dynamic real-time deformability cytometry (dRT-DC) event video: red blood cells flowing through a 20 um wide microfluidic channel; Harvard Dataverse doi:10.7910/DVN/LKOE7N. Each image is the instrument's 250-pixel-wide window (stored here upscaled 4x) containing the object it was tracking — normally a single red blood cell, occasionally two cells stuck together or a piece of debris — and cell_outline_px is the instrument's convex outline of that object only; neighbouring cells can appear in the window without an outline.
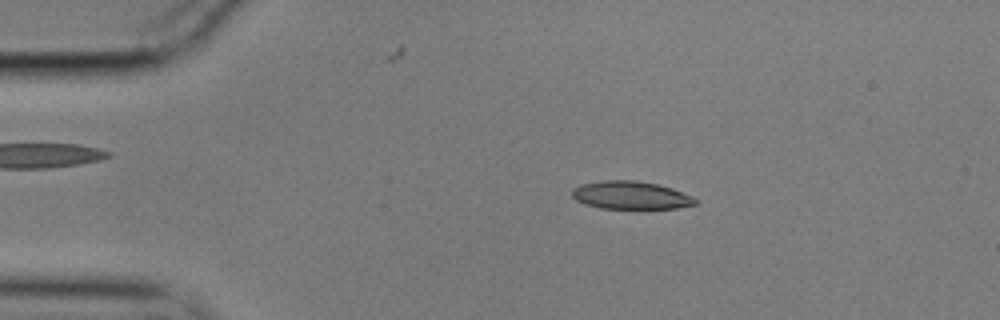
{"species": "common noctule bat (a hibernating species)", "species_latin": "Nyctalus noctula", "temperature_condition": "cold", "stored_images_in_passage": 47, "camera_frame_rate_fps": 3000, "um_per_image_px": 0.085, "animal": {"sex": "male", "body_mass_g": 17.9}, "frame": {"image": 1, "passage_image": 1, "time_ms": 0.0, "image_size_px": [1000, 320], "cell_outline_px": [[696, 204], [676, 208], [600, 208], [584, 204], [576, 200], [572, 196], [572, 188], [580, 184], [600, 180], [636, 180], [656, 184], [672, 188], [692, 196], [696, 200]], "centroid_in_image_um": [53.56, 16.58], "position_along_channel_um": 31.4, "area_um2": 20.06}}
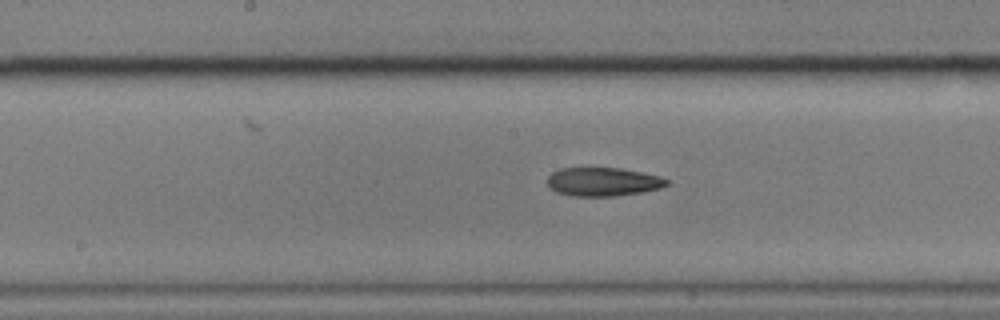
{"frame": {"image": 2, "passage_image": 19, "time_ms": 6.0, "image_size_px": [1000, 320], "cell_outline_px": [[668, 184], [660, 188], [640, 192], [612, 196], [572, 196], [556, 192], [548, 184], [548, 176], [552, 172], [560, 168], [620, 168], [660, 176], [668, 180]], "centroid_in_image_um": [51.24, 15.45], "position_along_channel_um": 197.0, "area_um2": 19.71}}
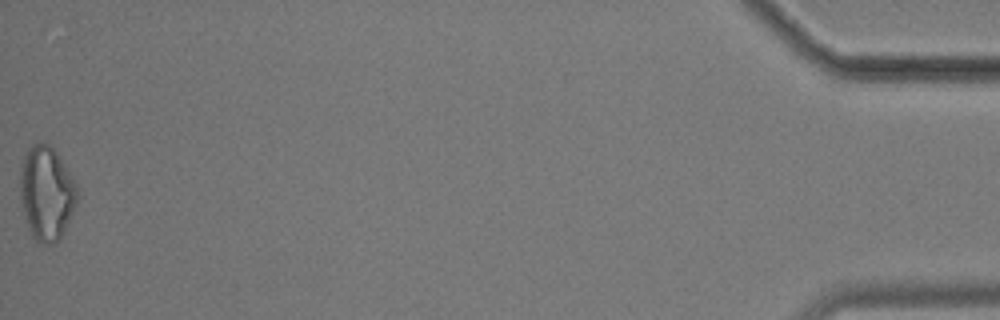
{"frame": {"image": 3, "passage_image": 47, "time_ms": 15.333, "image_size_px": [1000, 320], "cell_outline_px": [[76, 204], [60, 240], [56, 244], [44, 244], [36, 240], [32, 236], [28, 228], [24, 216], [20, 200], [20, 160], [28, 148], [32, 144], [40, 140], [48, 144], [56, 152], [72, 176], [76, 184]], "centroid_in_image_um": [3.91, 16.4], "position_along_channel_um": 431.3, "area_um2": 31.56}, "authors_computed_cell_mechanics": {"area_um2": 21.0392, "velocity_mm_per_s": 3.5346, "shape_relaxation_time_tau1_ms": 9.3472, "shape_relaxation_time_tau2_ms": 8.9998, "deformation_change_tau1": 0.216, "deformation_change_tau2": 0.2108}}